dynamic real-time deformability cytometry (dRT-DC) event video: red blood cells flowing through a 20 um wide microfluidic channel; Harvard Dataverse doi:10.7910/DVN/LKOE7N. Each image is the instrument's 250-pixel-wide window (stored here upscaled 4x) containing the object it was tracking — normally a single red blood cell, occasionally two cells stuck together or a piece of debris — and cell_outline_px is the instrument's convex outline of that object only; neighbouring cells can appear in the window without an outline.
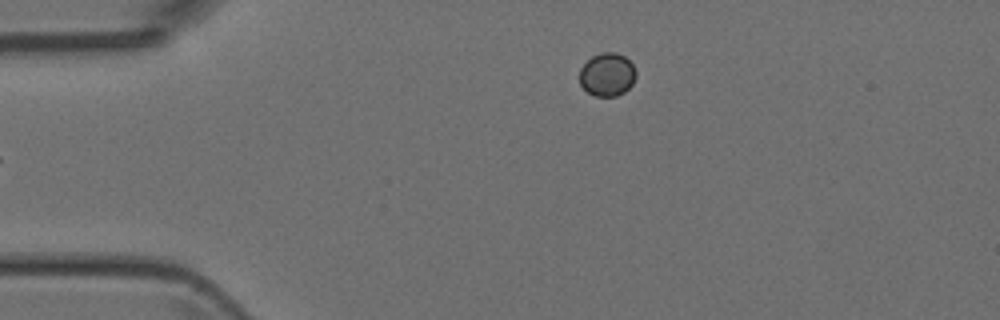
{"species": "Egyptian fruit bat (a non-hibernating species)", "species_latin": "Rousettus aegyptiacus", "temperature_condition": "room temperature", "stored_images_in_passage": 5, "camera_frame_rate_fps": 3000, "um_per_image_px": 0.085, "animal": {"sex": "female"}, "frame": {"image": 1, "passage_image": 5, "time_ms": 5.333, "image_size_px": [1000, 320], "cell_outline_px": [[636, 76], [632, 84], [624, 92], [616, 96], [596, 96], [588, 92], [580, 84], [580, 68], [592, 56], [600, 52], [616, 52], [624, 56], [632, 64], [636, 72]], "centroid_in_image_um": [51.61, 6.33], "position_along_channel_um": 33.4, "area_um2": 14.16}}